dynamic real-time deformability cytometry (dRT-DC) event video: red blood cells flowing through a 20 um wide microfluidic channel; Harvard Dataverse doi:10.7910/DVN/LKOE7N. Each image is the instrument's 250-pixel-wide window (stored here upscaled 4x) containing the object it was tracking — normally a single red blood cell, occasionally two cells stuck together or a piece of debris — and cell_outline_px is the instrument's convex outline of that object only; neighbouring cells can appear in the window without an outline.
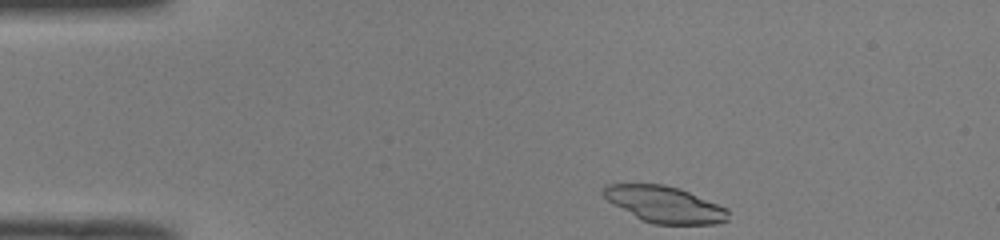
{"species": "common noctule bat (a hibernating species)", "species_latin": "Nyctalus noctula", "temperature_condition": "room temperature", "stored_images_in_passage": 42, "camera_frame_rate_fps": 3000, "um_per_image_px": 0.085, "animal": {"sex": "male", "body_mass_g": 19.0, "forearm_length_mm": 50.8}, "frame": {"image": 1, "passage_image": 1, "time_ms": 0.0, "image_size_px": [1000, 240], "cell_outline_px": [[728, 220], [716, 224], [652, 224], [640, 220], [612, 204], [600, 192], [608, 184], [664, 184], [680, 188], [728, 208]], "centroid_in_image_um": [56.49, 17.38], "position_along_channel_um": 28.5, "area_um2": 26.65}}
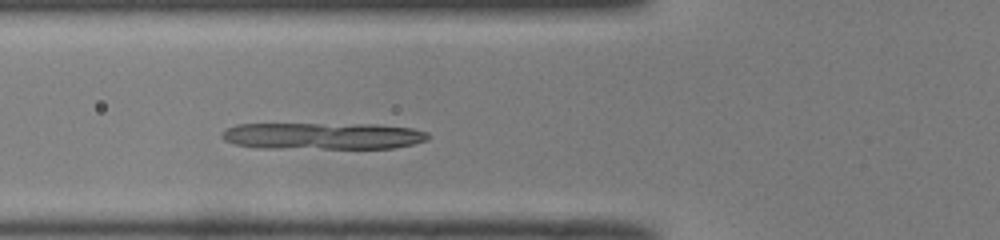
{"frame": {"image": 2, "passage_image": 11, "time_ms": 3.333, "image_size_px": [1000, 240], "cell_outline_px": [[428, 140], [412, 144], [392, 148], [256, 148], [232, 144], [224, 140], [220, 136], [220, 132], [224, 128], [236, 124], [376, 124], [412, 128], [428, 132]], "centroid_in_image_um": [27.35, 11.55], "position_along_channel_um": 98.4, "area_um2": 32.54}}